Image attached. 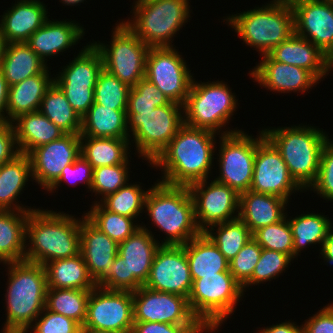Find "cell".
Segmentation results:
<instances>
[{"label":"cell","mask_w":333,"mask_h":333,"mask_svg":"<svg viewBox=\"0 0 333 333\" xmlns=\"http://www.w3.org/2000/svg\"><path fill=\"white\" fill-rule=\"evenodd\" d=\"M145 212L166 238L161 245H184L202 232L197 227L194 203L187 186H172L157 180L149 188Z\"/></svg>","instance_id":"4"},{"label":"cell","mask_w":333,"mask_h":333,"mask_svg":"<svg viewBox=\"0 0 333 333\" xmlns=\"http://www.w3.org/2000/svg\"><path fill=\"white\" fill-rule=\"evenodd\" d=\"M133 324L131 291L107 290L98 286L91 290L86 319L81 327L131 333Z\"/></svg>","instance_id":"16"},{"label":"cell","mask_w":333,"mask_h":333,"mask_svg":"<svg viewBox=\"0 0 333 333\" xmlns=\"http://www.w3.org/2000/svg\"><path fill=\"white\" fill-rule=\"evenodd\" d=\"M184 249L192 279L230 272V263L204 232L184 244Z\"/></svg>","instance_id":"31"},{"label":"cell","mask_w":333,"mask_h":333,"mask_svg":"<svg viewBox=\"0 0 333 333\" xmlns=\"http://www.w3.org/2000/svg\"><path fill=\"white\" fill-rule=\"evenodd\" d=\"M128 133H131L138 157L150 164L168 146L184 124L183 106L174 102L155 107L151 112H126ZM134 141V142H133Z\"/></svg>","instance_id":"10"},{"label":"cell","mask_w":333,"mask_h":333,"mask_svg":"<svg viewBox=\"0 0 333 333\" xmlns=\"http://www.w3.org/2000/svg\"><path fill=\"white\" fill-rule=\"evenodd\" d=\"M49 73L47 68L41 74L9 86L7 122H12L21 114L39 111L43 96L54 82Z\"/></svg>","instance_id":"29"},{"label":"cell","mask_w":333,"mask_h":333,"mask_svg":"<svg viewBox=\"0 0 333 333\" xmlns=\"http://www.w3.org/2000/svg\"><path fill=\"white\" fill-rule=\"evenodd\" d=\"M44 267L48 288L92 290L97 286L80 253L65 259L49 261Z\"/></svg>","instance_id":"32"},{"label":"cell","mask_w":333,"mask_h":333,"mask_svg":"<svg viewBox=\"0 0 333 333\" xmlns=\"http://www.w3.org/2000/svg\"><path fill=\"white\" fill-rule=\"evenodd\" d=\"M30 329L26 333H80L81 326L75 320L45 308Z\"/></svg>","instance_id":"51"},{"label":"cell","mask_w":333,"mask_h":333,"mask_svg":"<svg viewBox=\"0 0 333 333\" xmlns=\"http://www.w3.org/2000/svg\"><path fill=\"white\" fill-rule=\"evenodd\" d=\"M212 332L203 325H174L159 322H134L131 333H202Z\"/></svg>","instance_id":"53"},{"label":"cell","mask_w":333,"mask_h":333,"mask_svg":"<svg viewBox=\"0 0 333 333\" xmlns=\"http://www.w3.org/2000/svg\"><path fill=\"white\" fill-rule=\"evenodd\" d=\"M129 158L123 163L112 166H100L93 169V180L90 192L102 196L114 193L129 182Z\"/></svg>","instance_id":"46"},{"label":"cell","mask_w":333,"mask_h":333,"mask_svg":"<svg viewBox=\"0 0 333 333\" xmlns=\"http://www.w3.org/2000/svg\"><path fill=\"white\" fill-rule=\"evenodd\" d=\"M145 225L118 244V254L108 272L96 283L107 290L134 292L148 279L157 249L161 246Z\"/></svg>","instance_id":"7"},{"label":"cell","mask_w":333,"mask_h":333,"mask_svg":"<svg viewBox=\"0 0 333 333\" xmlns=\"http://www.w3.org/2000/svg\"><path fill=\"white\" fill-rule=\"evenodd\" d=\"M260 86L273 92L305 93L319 82L309 71L273 60L268 54L249 73Z\"/></svg>","instance_id":"22"},{"label":"cell","mask_w":333,"mask_h":333,"mask_svg":"<svg viewBox=\"0 0 333 333\" xmlns=\"http://www.w3.org/2000/svg\"><path fill=\"white\" fill-rule=\"evenodd\" d=\"M71 180V181H70ZM85 183L89 190L91 189L92 180H93V167L92 165L80 155L72 164L66 165L61 171L59 179L47 190L49 193L57 190L58 186L63 181L69 182L71 185H76L78 183Z\"/></svg>","instance_id":"52"},{"label":"cell","mask_w":333,"mask_h":333,"mask_svg":"<svg viewBox=\"0 0 333 333\" xmlns=\"http://www.w3.org/2000/svg\"><path fill=\"white\" fill-rule=\"evenodd\" d=\"M80 223V219L60 211H29L26 242L30 243L26 244L25 261L44 266L49 261L79 254Z\"/></svg>","instance_id":"2"},{"label":"cell","mask_w":333,"mask_h":333,"mask_svg":"<svg viewBox=\"0 0 333 333\" xmlns=\"http://www.w3.org/2000/svg\"><path fill=\"white\" fill-rule=\"evenodd\" d=\"M320 254L323 257V260L333 264V229L331 228L326 240L323 242L322 248H320Z\"/></svg>","instance_id":"59"},{"label":"cell","mask_w":333,"mask_h":333,"mask_svg":"<svg viewBox=\"0 0 333 333\" xmlns=\"http://www.w3.org/2000/svg\"><path fill=\"white\" fill-rule=\"evenodd\" d=\"M207 182L206 179L188 186L194 203L197 227L201 232H205L209 226L239 217L237 212L240 194L215 179L209 184Z\"/></svg>","instance_id":"17"},{"label":"cell","mask_w":333,"mask_h":333,"mask_svg":"<svg viewBox=\"0 0 333 333\" xmlns=\"http://www.w3.org/2000/svg\"><path fill=\"white\" fill-rule=\"evenodd\" d=\"M127 110H115L97 103L82 117L80 136L130 139Z\"/></svg>","instance_id":"35"},{"label":"cell","mask_w":333,"mask_h":333,"mask_svg":"<svg viewBox=\"0 0 333 333\" xmlns=\"http://www.w3.org/2000/svg\"><path fill=\"white\" fill-rule=\"evenodd\" d=\"M29 211L0 210V263L25 260Z\"/></svg>","instance_id":"33"},{"label":"cell","mask_w":333,"mask_h":333,"mask_svg":"<svg viewBox=\"0 0 333 333\" xmlns=\"http://www.w3.org/2000/svg\"><path fill=\"white\" fill-rule=\"evenodd\" d=\"M91 290L47 288L45 308L83 326Z\"/></svg>","instance_id":"41"},{"label":"cell","mask_w":333,"mask_h":333,"mask_svg":"<svg viewBox=\"0 0 333 333\" xmlns=\"http://www.w3.org/2000/svg\"><path fill=\"white\" fill-rule=\"evenodd\" d=\"M302 333H333V303L306 319L302 324Z\"/></svg>","instance_id":"56"},{"label":"cell","mask_w":333,"mask_h":333,"mask_svg":"<svg viewBox=\"0 0 333 333\" xmlns=\"http://www.w3.org/2000/svg\"><path fill=\"white\" fill-rule=\"evenodd\" d=\"M328 218L315 213L288 218L293 236V259L308 245L320 244L322 248L330 229L333 228V223Z\"/></svg>","instance_id":"39"},{"label":"cell","mask_w":333,"mask_h":333,"mask_svg":"<svg viewBox=\"0 0 333 333\" xmlns=\"http://www.w3.org/2000/svg\"><path fill=\"white\" fill-rule=\"evenodd\" d=\"M224 20L246 45L258 49L260 55L268 54L295 33L289 0H272L262 7L227 16Z\"/></svg>","instance_id":"6"},{"label":"cell","mask_w":333,"mask_h":333,"mask_svg":"<svg viewBox=\"0 0 333 333\" xmlns=\"http://www.w3.org/2000/svg\"><path fill=\"white\" fill-rule=\"evenodd\" d=\"M116 25L110 45L99 41L92 44L101 53L103 69L131 88L145 77L150 48L123 21Z\"/></svg>","instance_id":"12"},{"label":"cell","mask_w":333,"mask_h":333,"mask_svg":"<svg viewBox=\"0 0 333 333\" xmlns=\"http://www.w3.org/2000/svg\"><path fill=\"white\" fill-rule=\"evenodd\" d=\"M19 154L12 122L0 121V165L13 160Z\"/></svg>","instance_id":"55"},{"label":"cell","mask_w":333,"mask_h":333,"mask_svg":"<svg viewBox=\"0 0 333 333\" xmlns=\"http://www.w3.org/2000/svg\"><path fill=\"white\" fill-rule=\"evenodd\" d=\"M293 259L282 252L263 249L260 259L253 270L252 277L242 286L243 291L246 292L247 286L258 285L271 279H276L288 268V265Z\"/></svg>","instance_id":"47"},{"label":"cell","mask_w":333,"mask_h":333,"mask_svg":"<svg viewBox=\"0 0 333 333\" xmlns=\"http://www.w3.org/2000/svg\"><path fill=\"white\" fill-rule=\"evenodd\" d=\"M268 55L275 61L298 66L321 81L333 68V61L309 40L293 34L274 47Z\"/></svg>","instance_id":"23"},{"label":"cell","mask_w":333,"mask_h":333,"mask_svg":"<svg viewBox=\"0 0 333 333\" xmlns=\"http://www.w3.org/2000/svg\"><path fill=\"white\" fill-rule=\"evenodd\" d=\"M257 333H302V324L299 326L289 320L270 327H264Z\"/></svg>","instance_id":"57"},{"label":"cell","mask_w":333,"mask_h":333,"mask_svg":"<svg viewBox=\"0 0 333 333\" xmlns=\"http://www.w3.org/2000/svg\"><path fill=\"white\" fill-rule=\"evenodd\" d=\"M9 85L2 70L0 69V121H7Z\"/></svg>","instance_id":"58"},{"label":"cell","mask_w":333,"mask_h":333,"mask_svg":"<svg viewBox=\"0 0 333 333\" xmlns=\"http://www.w3.org/2000/svg\"><path fill=\"white\" fill-rule=\"evenodd\" d=\"M64 92L72 108L82 118L94 103L95 87H79L71 85H58Z\"/></svg>","instance_id":"54"},{"label":"cell","mask_w":333,"mask_h":333,"mask_svg":"<svg viewBox=\"0 0 333 333\" xmlns=\"http://www.w3.org/2000/svg\"><path fill=\"white\" fill-rule=\"evenodd\" d=\"M231 90L223 81L198 83L193 79L183 105L184 124L220 135L239 105Z\"/></svg>","instance_id":"11"},{"label":"cell","mask_w":333,"mask_h":333,"mask_svg":"<svg viewBox=\"0 0 333 333\" xmlns=\"http://www.w3.org/2000/svg\"><path fill=\"white\" fill-rule=\"evenodd\" d=\"M133 295L134 322L202 325L193 315L188 298L141 286Z\"/></svg>","instance_id":"18"},{"label":"cell","mask_w":333,"mask_h":333,"mask_svg":"<svg viewBox=\"0 0 333 333\" xmlns=\"http://www.w3.org/2000/svg\"><path fill=\"white\" fill-rule=\"evenodd\" d=\"M193 279L184 245H161L143 286L188 298Z\"/></svg>","instance_id":"19"},{"label":"cell","mask_w":333,"mask_h":333,"mask_svg":"<svg viewBox=\"0 0 333 333\" xmlns=\"http://www.w3.org/2000/svg\"><path fill=\"white\" fill-rule=\"evenodd\" d=\"M216 133L183 124L168 146L150 164L161 168L163 182L189 186L208 179L215 155ZM154 165V166H153Z\"/></svg>","instance_id":"1"},{"label":"cell","mask_w":333,"mask_h":333,"mask_svg":"<svg viewBox=\"0 0 333 333\" xmlns=\"http://www.w3.org/2000/svg\"><path fill=\"white\" fill-rule=\"evenodd\" d=\"M8 267L6 321L1 333H26L45 309L47 275L43 265L4 263Z\"/></svg>","instance_id":"3"},{"label":"cell","mask_w":333,"mask_h":333,"mask_svg":"<svg viewBox=\"0 0 333 333\" xmlns=\"http://www.w3.org/2000/svg\"><path fill=\"white\" fill-rule=\"evenodd\" d=\"M265 137L280 152L294 180L303 188L316 181L321 152L329 136L313 126L294 125L263 130Z\"/></svg>","instance_id":"5"},{"label":"cell","mask_w":333,"mask_h":333,"mask_svg":"<svg viewBox=\"0 0 333 333\" xmlns=\"http://www.w3.org/2000/svg\"><path fill=\"white\" fill-rule=\"evenodd\" d=\"M129 146V139L80 136V155L93 169L123 164L130 157Z\"/></svg>","instance_id":"37"},{"label":"cell","mask_w":333,"mask_h":333,"mask_svg":"<svg viewBox=\"0 0 333 333\" xmlns=\"http://www.w3.org/2000/svg\"><path fill=\"white\" fill-rule=\"evenodd\" d=\"M287 216L278 223L257 229L252 238L261 248L285 253L293 259V236Z\"/></svg>","instance_id":"45"},{"label":"cell","mask_w":333,"mask_h":333,"mask_svg":"<svg viewBox=\"0 0 333 333\" xmlns=\"http://www.w3.org/2000/svg\"><path fill=\"white\" fill-rule=\"evenodd\" d=\"M39 111L66 134H80L82 118L72 108L64 92L53 82L42 98Z\"/></svg>","instance_id":"38"},{"label":"cell","mask_w":333,"mask_h":333,"mask_svg":"<svg viewBox=\"0 0 333 333\" xmlns=\"http://www.w3.org/2000/svg\"><path fill=\"white\" fill-rule=\"evenodd\" d=\"M256 137L253 180L249 190L288 200L294 192L304 191L290 175L280 152L265 137L263 130Z\"/></svg>","instance_id":"15"},{"label":"cell","mask_w":333,"mask_h":333,"mask_svg":"<svg viewBox=\"0 0 333 333\" xmlns=\"http://www.w3.org/2000/svg\"><path fill=\"white\" fill-rule=\"evenodd\" d=\"M241 284L230 274L193 279L188 297L189 307L199 322L209 330L219 329L244 295Z\"/></svg>","instance_id":"9"},{"label":"cell","mask_w":333,"mask_h":333,"mask_svg":"<svg viewBox=\"0 0 333 333\" xmlns=\"http://www.w3.org/2000/svg\"><path fill=\"white\" fill-rule=\"evenodd\" d=\"M46 6L40 0H18L4 12L0 24L7 43H23L48 19Z\"/></svg>","instance_id":"26"},{"label":"cell","mask_w":333,"mask_h":333,"mask_svg":"<svg viewBox=\"0 0 333 333\" xmlns=\"http://www.w3.org/2000/svg\"><path fill=\"white\" fill-rule=\"evenodd\" d=\"M288 200L275 195L256 193L251 190L240 193L239 218L249 227L251 233L273 225L286 217Z\"/></svg>","instance_id":"27"},{"label":"cell","mask_w":333,"mask_h":333,"mask_svg":"<svg viewBox=\"0 0 333 333\" xmlns=\"http://www.w3.org/2000/svg\"><path fill=\"white\" fill-rule=\"evenodd\" d=\"M90 209L84 213L85 217L118 244L125 241L141 227L137 223L135 225L134 218L111 212L98 201H95Z\"/></svg>","instance_id":"42"},{"label":"cell","mask_w":333,"mask_h":333,"mask_svg":"<svg viewBox=\"0 0 333 333\" xmlns=\"http://www.w3.org/2000/svg\"><path fill=\"white\" fill-rule=\"evenodd\" d=\"M214 230H217L216 233ZM204 233L217 246L229 263L252 238L249 227L239 217L212 225Z\"/></svg>","instance_id":"40"},{"label":"cell","mask_w":333,"mask_h":333,"mask_svg":"<svg viewBox=\"0 0 333 333\" xmlns=\"http://www.w3.org/2000/svg\"><path fill=\"white\" fill-rule=\"evenodd\" d=\"M309 189L323 199L333 202V141L331 139L323 147L318 176Z\"/></svg>","instance_id":"50"},{"label":"cell","mask_w":333,"mask_h":333,"mask_svg":"<svg viewBox=\"0 0 333 333\" xmlns=\"http://www.w3.org/2000/svg\"><path fill=\"white\" fill-rule=\"evenodd\" d=\"M20 153L60 139L66 133L40 111L24 113L12 121Z\"/></svg>","instance_id":"28"},{"label":"cell","mask_w":333,"mask_h":333,"mask_svg":"<svg viewBox=\"0 0 333 333\" xmlns=\"http://www.w3.org/2000/svg\"><path fill=\"white\" fill-rule=\"evenodd\" d=\"M85 0H61V2L64 4V5H71V6H75V4L77 5L78 3H82L84 2Z\"/></svg>","instance_id":"62"},{"label":"cell","mask_w":333,"mask_h":333,"mask_svg":"<svg viewBox=\"0 0 333 333\" xmlns=\"http://www.w3.org/2000/svg\"><path fill=\"white\" fill-rule=\"evenodd\" d=\"M32 179L48 190L60 177L66 165L80 156V134H65L60 139L33 149L28 154Z\"/></svg>","instance_id":"21"},{"label":"cell","mask_w":333,"mask_h":333,"mask_svg":"<svg viewBox=\"0 0 333 333\" xmlns=\"http://www.w3.org/2000/svg\"><path fill=\"white\" fill-rule=\"evenodd\" d=\"M84 33V27L75 21L47 19L25 43L47 64V58L63 54L83 39Z\"/></svg>","instance_id":"25"},{"label":"cell","mask_w":333,"mask_h":333,"mask_svg":"<svg viewBox=\"0 0 333 333\" xmlns=\"http://www.w3.org/2000/svg\"><path fill=\"white\" fill-rule=\"evenodd\" d=\"M6 45H7V42L4 38V33H3V30H2L1 24H0V64H1V60H2L4 52H5Z\"/></svg>","instance_id":"60"},{"label":"cell","mask_w":333,"mask_h":333,"mask_svg":"<svg viewBox=\"0 0 333 333\" xmlns=\"http://www.w3.org/2000/svg\"><path fill=\"white\" fill-rule=\"evenodd\" d=\"M242 129L221 132L218 150L219 176L215 180L239 194L251 187L256 153V138Z\"/></svg>","instance_id":"13"},{"label":"cell","mask_w":333,"mask_h":333,"mask_svg":"<svg viewBox=\"0 0 333 333\" xmlns=\"http://www.w3.org/2000/svg\"><path fill=\"white\" fill-rule=\"evenodd\" d=\"M130 87L104 69L94 89V102L115 110H127Z\"/></svg>","instance_id":"44"},{"label":"cell","mask_w":333,"mask_h":333,"mask_svg":"<svg viewBox=\"0 0 333 333\" xmlns=\"http://www.w3.org/2000/svg\"><path fill=\"white\" fill-rule=\"evenodd\" d=\"M189 1L136 0L132 20L123 23L149 48L174 47L172 38L190 20Z\"/></svg>","instance_id":"8"},{"label":"cell","mask_w":333,"mask_h":333,"mask_svg":"<svg viewBox=\"0 0 333 333\" xmlns=\"http://www.w3.org/2000/svg\"><path fill=\"white\" fill-rule=\"evenodd\" d=\"M46 64L25 42L7 43L0 69L9 86L43 73Z\"/></svg>","instance_id":"34"},{"label":"cell","mask_w":333,"mask_h":333,"mask_svg":"<svg viewBox=\"0 0 333 333\" xmlns=\"http://www.w3.org/2000/svg\"><path fill=\"white\" fill-rule=\"evenodd\" d=\"M32 179L31 161L27 154L20 153L1 167L0 210L32 211L17 202L29 178ZM17 201V202H16ZM21 205V206H20Z\"/></svg>","instance_id":"30"},{"label":"cell","mask_w":333,"mask_h":333,"mask_svg":"<svg viewBox=\"0 0 333 333\" xmlns=\"http://www.w3.org/2000/svg\"><path fill=\"white\" fill-rule=\"evenodd\" d=\"M103 70L101 53L92 42L79 51V54L62 68L54 82L57 85L95 87L99 73Z\"/></svg>","instance_id":"36"},{"label":"cell","mask_w":333,"mask_h":333,"mask_svg":"<svg viewBox=\"0 0 333 333\" xmlns=\"http://www.w3.org/2000/svg\"><path fill=\"white\" fill-rule=\"evenodd\" d=\"M80 333H117V332L97 330V329L88 328V327H81Z\"/></svg>","instance_id":"61"},{"label":"cell","mask_w":333,"mask_h":333,"mask_svg":"<svg viewBox=\"0 0 333 333\" xmlns=\"http://www.w3.org/2000/svg\"><path fill=\"white\" fill-rule=\"evenodd\" d=\"M262 253L260 245L251 238L229 264L230 274L243 286L253 274Z\"/></svg>","instance_id":"49"},{"label":"cell","mask_w":333,"mask_h":333,"mask_svg":"<svg viewBox=\"0 0 333 333\" xmlns=\"http://www.w3.org/2000/svg\"><path fill=\"white\" fill-rule=\"evenodd\" d=\"M294 13L295 34L317 46L333 61V2L289 0Z\"/></svg>","instance_id":"20"},{"label":"cell","mask_w":333,"mask_h":333,"mask_svg":"<svg viewBox=\"0 0 333 333\" xmlns=\"http://www.w3.org/2000/svg\"><path fill=\"white\" fill-rule=\"evenodd\" d=\"M174 47L150 48L145 78L152 82L170 102L184 105L193 81L186 61Z\"/></svg>","instance_id":"14"},{"label":"cell","mask_w":333,"mask_h":333,"mask_svg":"<svg viewBox=\"0 0 333 333\" xmlns=\"http://www.w3.org/2000/svg\"><path fill=\"white\" fill-rule=\"evenodd\" d=\"M169 103L164 93L144 77L130 88L127 112H151L155 107Z\"/></svg>","instance_id":"48"},{"label":"cell","mask_w":333,"mask_h":333,"mask_svg":"<svg viewBox=\"0 0 333 333\" xmlns=\"http://www.w3.org/2000/svg\"><path fill=\"white\" fill-rule=\"evenodd\" d=\"M80 254L90 276L97 283L112 266L118 254V243L83 215L80 223Z\"/></svg>","instance_id":"24"},{"label":"cell","mask_w":333,"mask_h":333,"mask_svg":"<svg viewBox=\"0 0 333 333\" xmlns=\"http://www.w3.org/2000/svg\"><path fill=\"white\" fill-rule=\"evenodd\" d=\"M148 190L144 191L138 184L127 183L114 193L99 201L107 210L137 219L144 211Z\"/></svg>","instance_id":"43"}]
</instances>
